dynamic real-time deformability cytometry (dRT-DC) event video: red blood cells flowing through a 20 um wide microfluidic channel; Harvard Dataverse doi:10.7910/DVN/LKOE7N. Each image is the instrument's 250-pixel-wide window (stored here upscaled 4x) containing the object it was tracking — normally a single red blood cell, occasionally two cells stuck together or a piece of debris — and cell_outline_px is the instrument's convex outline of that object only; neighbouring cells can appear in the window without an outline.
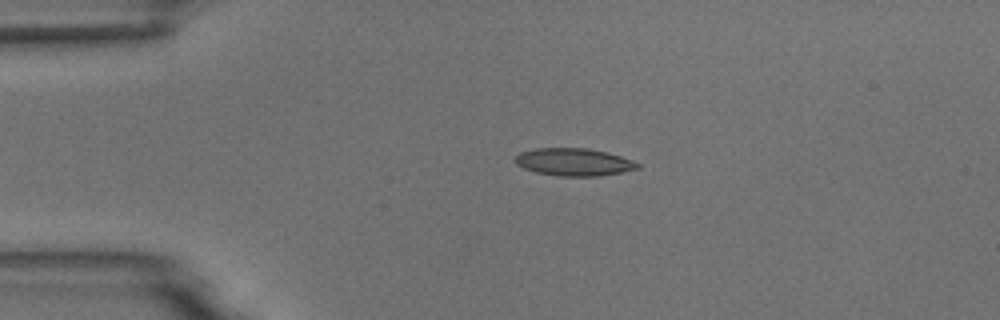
{"species": "common noctule bat (a hibernating species)", "species_latin": "Nyctalus noctula", "temperature_condition": "room temperature", "stored_images_in_passage": 4, "camera_frame_rate_fps": 3000, "um_per_image_px": 0.085, "animal": {"sex": "male", "body_mass_g": 18.8}, "frame": {"image": 1, "passage_image": 4, "time_ms": 3.333, "image_size_px": [1000, 320], "cell_outline_px": [[640, 168], [620, 172], [596, 176], [560, 176], [536, 172], [524, 168], [516, 164], [516, 156], [520, 152], [536, 148], [588, 148], [620, 156], [632, 160], [640, 164]], "centroid_in_image_um": [48.77, 13.77], "position_along_channel_um": 36.2, "area_um2": 19.42}}